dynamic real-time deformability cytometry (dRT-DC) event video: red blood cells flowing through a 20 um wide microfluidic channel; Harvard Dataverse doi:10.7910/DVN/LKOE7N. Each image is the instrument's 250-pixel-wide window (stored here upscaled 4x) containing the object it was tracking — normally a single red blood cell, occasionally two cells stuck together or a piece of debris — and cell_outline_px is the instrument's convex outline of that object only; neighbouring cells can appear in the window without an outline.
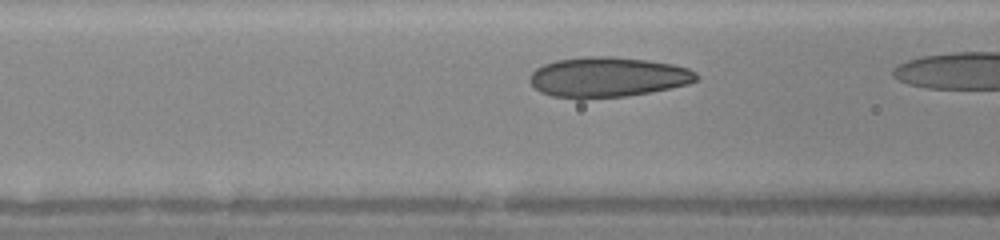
{"species": "human", "species_latin": "Homo sapiens", "temperature_condition": "warm", "stored_images_in_passage": 6, "camera_frame_rate_fps": 3000, "um_per_image_px": 0.085, "donor": {"sex": "female"}, "frame": {"image": 1, "passage_image": 4, "time_ms": 1.0, "image_size_px": [1000, 240], "cell_outline_px": [[700, 76], [696, 80], [688, 84], [648, 92], [624, 96], [580, 100], [576, 100], [552, 96], [540, 92], [528, 80], [528, 76], [536, 68], [544, 64], [556, 60], [584, 56], [612, 56], [648, 60], [672, 64], [688, 68], [696, 72]], "centroid_in_image_um": [51.6, 6.56], "position_along_channel_um": 115.0, "area_um2": 39.3}}